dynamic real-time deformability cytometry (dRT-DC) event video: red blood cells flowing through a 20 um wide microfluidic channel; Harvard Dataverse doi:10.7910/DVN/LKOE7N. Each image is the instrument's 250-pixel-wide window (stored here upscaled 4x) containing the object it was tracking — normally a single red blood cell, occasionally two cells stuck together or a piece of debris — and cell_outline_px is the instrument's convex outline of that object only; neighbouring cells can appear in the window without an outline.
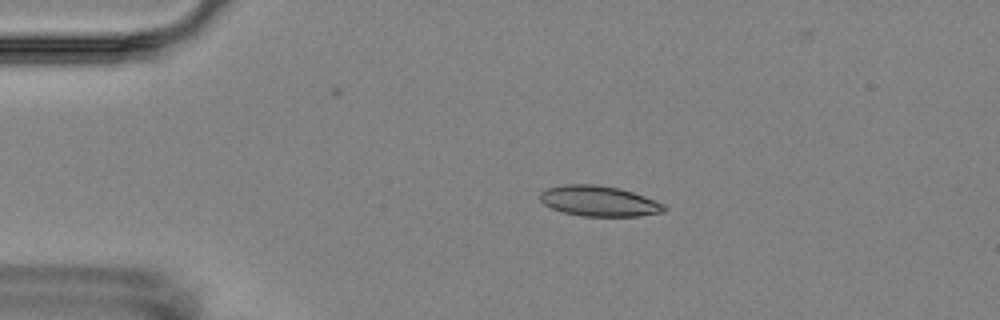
{"species": "Egyptian fruit bat (a non-hibernating species)", "species_latin": "Rousettus aegyptiacus", "temperature_condition": "room temperature", "stored_images_in_passage": 3, "camera_frame_rate_fps": 3000, "um_per_image_px": 0.085, "animal": {"sex": "female"}, "frame": {"image": 1, "passage_image": 1, "time_ms": 0.0, "image_size_px": [1000, 320], "cell_outline_px": [[668, 208], [664, 212], [640, 216], [584, 216], [564, 212], [552, 208], [544, 204], [540, 200], [540, 192], [548, 188], [564, 184], [596, 184], [620, 188], [656, 200], [664, 204]], "centroid_in_image_um": [50.94, 17.09], "position_along_channel_um": 34.1, "area_um2": 22.08}}